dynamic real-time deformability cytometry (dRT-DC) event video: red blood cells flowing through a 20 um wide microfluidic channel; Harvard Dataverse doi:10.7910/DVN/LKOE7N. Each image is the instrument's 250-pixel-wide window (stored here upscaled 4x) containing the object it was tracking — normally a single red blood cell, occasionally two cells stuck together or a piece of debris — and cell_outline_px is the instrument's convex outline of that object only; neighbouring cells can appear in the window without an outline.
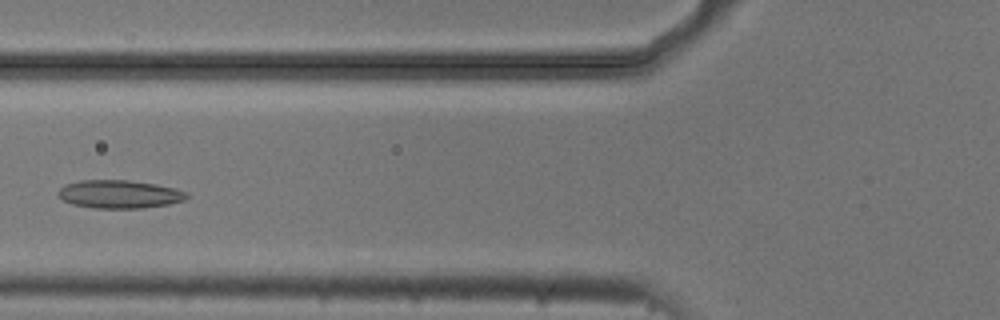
{"species": "common noctule bat (a hibernating species)", "species_latin": "Nyctalus noctula", "temperature_condition": "cold", "stored_images_in_passage": 4, "camera_frame_rate_fps": 3000, "um_per_image_px": 0.085, "animal": {"sex": "male", "body_mass_g": 20.5, "forearm_length_mm": 52.5}, "frame": {"image": 1, "passage_image": 4, "time_ms": 1.0, "image_size_px": [1000, 320], "cell_outline_px": [[188, 196], [184, 200], [168, 204], [144, 208], [92, 208], [72, 204], [64, 200], [56, 192], [64, 184], [80, 180], [128, 180], [156, 184], [188, 192]], "centroid_in_image_um": [10.12, 16.5], "position_along_channel_um": 115.7, "area_um2": 21.1}}